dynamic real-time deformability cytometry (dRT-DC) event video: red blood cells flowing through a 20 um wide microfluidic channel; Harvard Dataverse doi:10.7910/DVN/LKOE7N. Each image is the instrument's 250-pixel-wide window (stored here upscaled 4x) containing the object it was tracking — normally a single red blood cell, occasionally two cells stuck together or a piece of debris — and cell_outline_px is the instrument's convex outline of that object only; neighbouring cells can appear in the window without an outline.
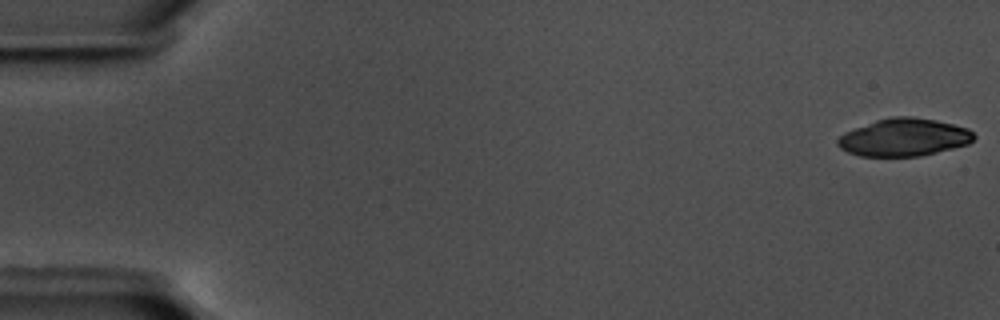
{"species": "common noctule bat (a hibernating species)", "species_latin": "Nyctalus noctula", "temperature_condition": "warm", "stored_images_in_passage": 57, "camera_frame_rate_fps": 3000, "um_per_image_px": 0.085, "animal": {"sex": "male", "body_mass_g": 17.5, "forearm_length_mm": 52.3}, "frame": {"image": 1, "passage_image": 1, "time_ms": 0.0, "image_size_px": [1000, 320], "cell_outline_px": [[976, 136], [968, 144], [920, 156], [860, 156], [848, 152], [840, 148], [836, 144], [836, 140], [844, 132], [876, 120], [892, 116], [912, 116], [936, 120], [968, 128]], "centroid_in_image_um": [76.81, 11.67], "position_along_channel_um": 8.2, "area_um2": 29.82}}
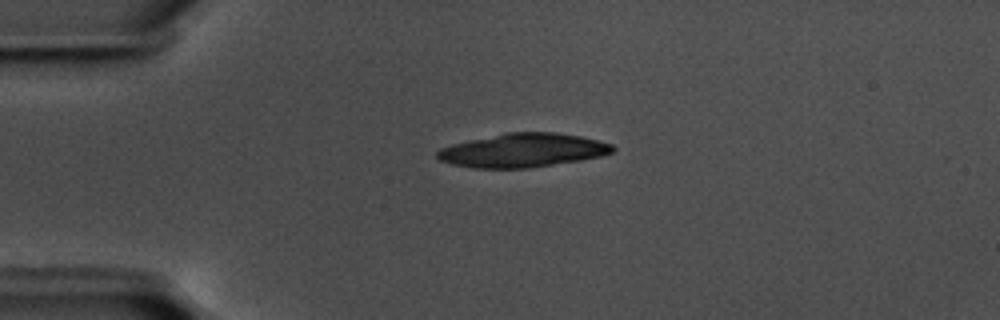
{"frame": {"image": 2, "passage_image": 14, "time_ms": 4.333, "image_size_px": [1000, 320], "cell_outline_px": [[616, 148], [612, 152], [600, 156], [580, 160], [528, 168], [472, 168], [452, 164], [440, 160], [436, 156], [436, 152], [440, 148], [452, 144], [508, 132], [556, 132], [580, 136], [612, 144]], "centroid_in_image_um": [44.43, 12.78], "position_along_channel_um": 40.6, "area_um2": 34.28}}